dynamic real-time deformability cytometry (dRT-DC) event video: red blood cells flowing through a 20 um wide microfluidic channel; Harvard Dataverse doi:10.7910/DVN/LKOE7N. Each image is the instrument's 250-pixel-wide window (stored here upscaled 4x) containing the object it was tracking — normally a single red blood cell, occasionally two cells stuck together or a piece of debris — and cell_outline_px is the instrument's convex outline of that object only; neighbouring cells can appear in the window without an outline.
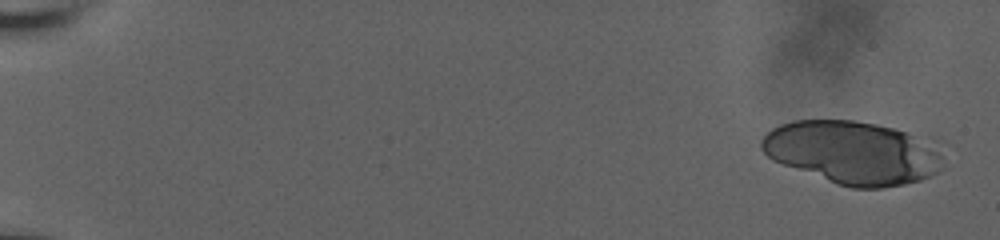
{"species": "human", "species_latin": "Homo sapiens", "temperature_condition": "room temperature", "stored_images_in_passage": 37, "camera_frame_rate_fps": 3000, "um_per_image_px": 0.085, "donor": {"sex": "male"}, "frame": {"image": 1, "passage_image": 1, "time_ms": 0.0, "image_size_px": [1000, 240], "cell_outline_px": [[940, 168], [936, 172], [920, 180], [904, 184], [880, 188], [852, 188], [836, 184], [772, 160], [760, 148], [760, 140], [772, 128], [780, 124], [792, 120], [852, 120], [876, 124], [892, 128], [904, 132], [912, 136], [936, 152], [940, 156]], "centroid_in_image_um": [72.32, 12.98], "position_along_channel_um": 12.7, "area_um2": 65.31}}
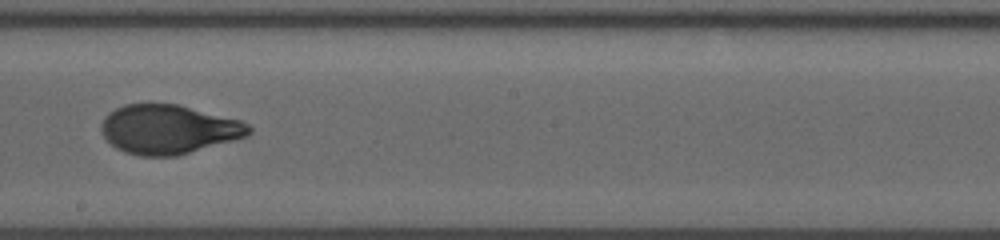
{"frame": {"image": 2, "passage_image": 19, "time_ms": 11.333, "image_size_px": [1000, 240], "cell_outline_px": [[252, 132], [248, 136], [176, 156], [140, 156], [124, 152], [116, 148], [104, 136], [100, 128], [100, 124], [104, 116], [108, 112], [124, 104], [176, 104], [240, 120], [248, 124], [252, 128]], "centroid_in_image_um": [14.3, 11.0], "position_along_channel_um": 233.9, "area_um2": 42.19}}
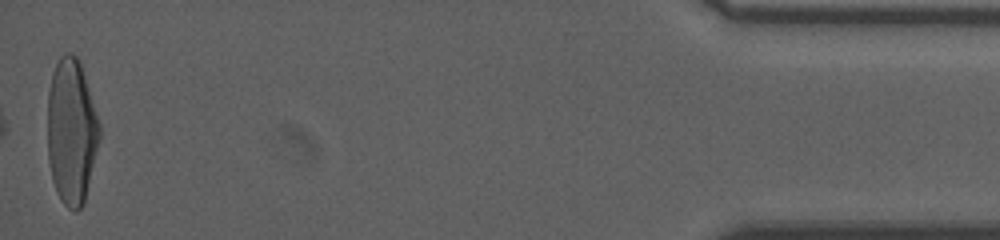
{"frame": {"image": 3, "passage_image": 37, "time_ms": 18.667, "image_size_px": [1000, 240], "cell_outline_px": [[100, 140], [84, 204], [76, 212], [68, 208], [60, 200], [56, 192], [52, 180], [48, 160], [48, 92], [52, 72], [60, 56], [64, 52], [68, 52], [76, 56], [80, 60], [100, 124]], "centroid_in_image_um": [6.08, 11.18], "position_along_channel_um": 429.1, "area_um2": 44.56}, "authors_computed_cell_mechanics": {"area_um2": 43.1766, "velocity_mm_per_s": 3.77, "shape_relaxation_time_tau1_ms": 8.2831, "shape_relaxation_time_tau2_ms": null, "deformation_change_tau1": 0.266, "deformation_change_tau2": null}}